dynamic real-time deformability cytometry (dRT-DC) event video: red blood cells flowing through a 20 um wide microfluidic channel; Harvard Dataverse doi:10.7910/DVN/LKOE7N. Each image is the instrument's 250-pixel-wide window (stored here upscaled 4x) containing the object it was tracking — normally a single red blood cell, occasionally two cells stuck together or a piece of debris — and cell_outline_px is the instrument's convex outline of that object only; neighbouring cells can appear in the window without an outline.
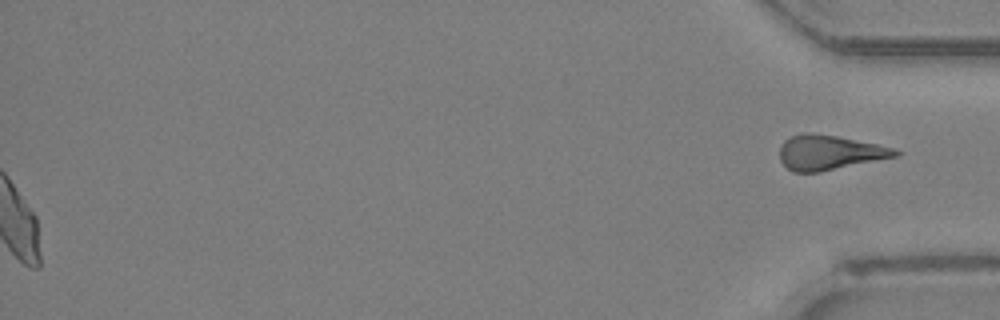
{"species": "Egyptian fruit bat (a non-hibernating species)", "species_latin": "Rousettus aegyptiacus", "temperature_condition": "room temperature", "stored_images_in_passage": 41, "segment_of_instrument_passage": [2, 2], "camera_frame_rate_fps": 3000, "um_per_image_px": 0.085, "animal": {"sex": "female"}, "frame": {"image": 1, "passage_image": 41, "time_ms": 13.333, "image_size_px": [1000, 320], "cell_outline_px": [[900, 152], [896, 156], [820, 172], [792, 172], [780, 160], [780, 144], [784, 140], [792, 136], [804, 132], [808, 132], [836, 136], [876, 144], [892, 148]], "centroid_in_image_um": [70.43, 12.96], "position_along_channel_um": 364.8, "area_um2": 23.06}}